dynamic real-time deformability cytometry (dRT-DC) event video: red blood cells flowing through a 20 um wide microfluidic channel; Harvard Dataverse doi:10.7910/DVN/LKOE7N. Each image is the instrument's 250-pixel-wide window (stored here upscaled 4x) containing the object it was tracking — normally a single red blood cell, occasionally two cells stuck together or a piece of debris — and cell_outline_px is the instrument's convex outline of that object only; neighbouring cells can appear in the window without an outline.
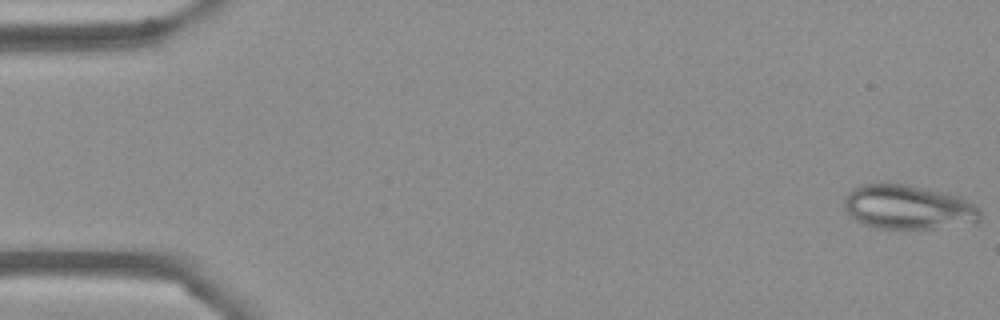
{"species": "Egyptian fruit bat (a non-hibernating species)", "species_latin": "Rousettus aegyptiacus", "temperature_condition": "cold", "stored_images_in_passage": 54, "camera_frame_rate_fps": 3000, "um_per_image_px": 0.085, "frame": {"image": 1, "passage_image": 1, "time_ms": 0.0, "image_size_px": [1000, 320], "cell_outline_px": [[980, 220], [976, 224], [932, 228], [880, 228], [864, 224], [856, 220], [848, 212], [844, 204], [844, 200], [848, 192], [852, 188], [860, 184], [908, 184], [944, 192], [960, 196], [972, 204], [980, 212]], "centroid_in_image_um": [77.21, 17.6], "position_along_channel_um": 7.8, "area_um2": 34.97}}
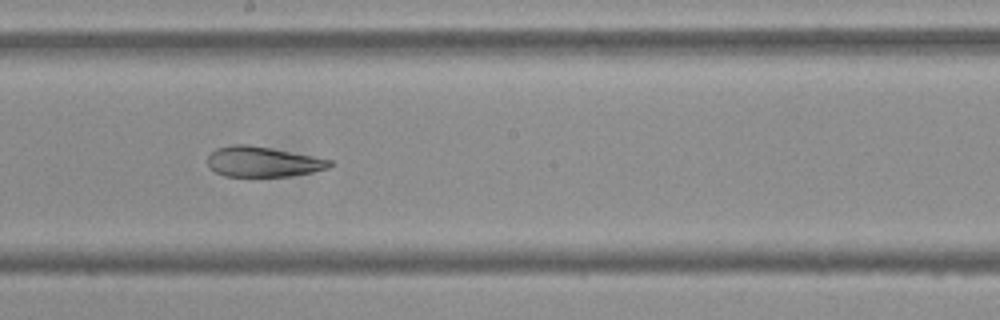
{"frame": {"image": 2, "passage_image": 30, "time_ms": 9.667, "image_size_px": [1000, 320], "cell_outline_px": [[332, 164], [328, 168], [312, 172], [288, 176], [224, 176], [208, 168], [208, 156], [216, 148], [232, 144], [248, 144], [312, 156], [332, 160]], "centroid_in_image_um": [22.3, 13.75], "position_along_channel_um": 225.9, "area_um2": 21.39}}
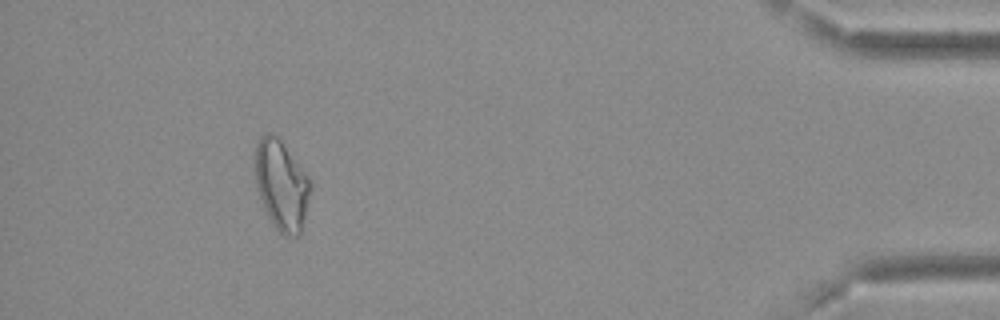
{"frame": {"image": 3, "passage_image": 50, "time_ms": 16.333, "image_size_px": [1000, 320], "cell_outline_px": [[312, 188], [300, 236], [284, 236], [276, 228], [268, 216], [260, 196], [256, 184], [252, 164], [252, 160], [256, 144], [260, 136], [268, 132], [276, 136], [280, 140], [308, 176], [312, 184]], "centroid_in_image_um": [23.9, 15.72], "position_along_channel_um": 411.3, "area_um2": 29.25}, "authors_computed_cell_mechanics": {"area_um2": 27.1371, "velocity_mm_per_s": 3.6863, "shape_relaxation_time_tau1_ms": null, "shape_relaxation_time_tau2_ms": 2.347, "deformation_change_tau1": null, "deformation_change_tau2": 0.0724}}